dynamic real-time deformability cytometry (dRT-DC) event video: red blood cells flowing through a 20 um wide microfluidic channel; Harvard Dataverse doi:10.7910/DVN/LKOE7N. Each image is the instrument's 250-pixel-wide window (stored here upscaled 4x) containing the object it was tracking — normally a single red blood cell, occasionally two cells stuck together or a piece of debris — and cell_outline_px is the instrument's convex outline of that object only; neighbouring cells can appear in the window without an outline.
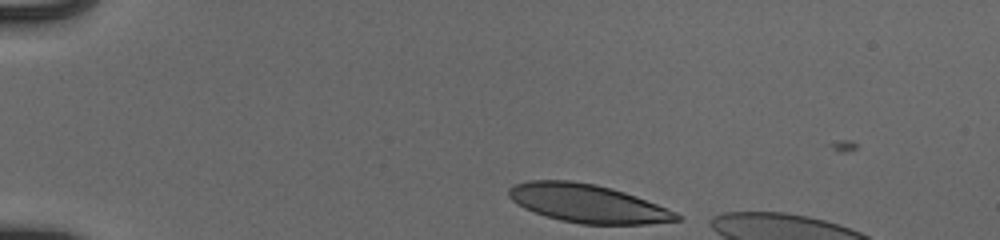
{"species": "human", "species_latin": "Homo sapiens", "temperature_condition": "cold", "stored_images_in_passage": 36, "camera_frame_rate_fps": 3000, "um_per_image_px": 0.085, "donor": {"sex": "male"}, "frame": {"image": 1, "passage_image": 1, "time_ms": 0.0, "image_size_px": [1000, 240], "cell_outline_px": [[684, 216], [680, 220], [648, 224], [580, 224], [560, 220], [544, 216], [524, 208], [516, 204], [508, 196], [508, 188], [512, 184], [528, 180], [572, 180], [596, 184], [612, 188], [636, 196], [668, 208]], "centroid_in_image_um": [49.93, 17.28], "position_along_channel_um": 35.1, "area_um2": 37.86}}
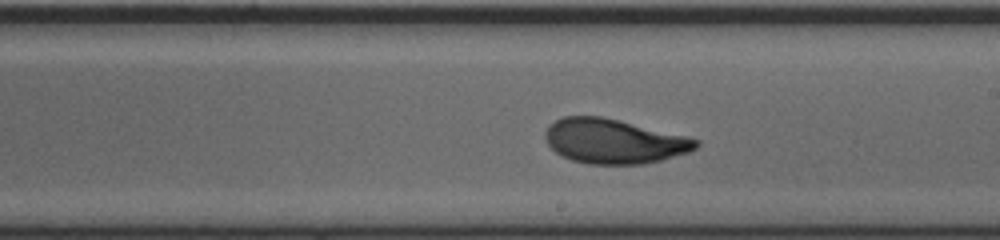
{"frame": {"image": 2, "passage_image": 22, "time_ms": 7.0, "image_size_px": [1000, 240], "cell_outline_px": [[700, 144], [696, 148], [688, 152], [660, 160], [644, 164], [588, 164], [572, 160], [560, 156], [548, 144], [544, 136], [544, 132], [548, 124], [564, 116], [600, 116], [620, 120], [688, 136], [700, 140]], "centroid_in_image_um": [52.17, 12.0], "position_along_channel_um": 236.8, "area_um2": 39.36}}
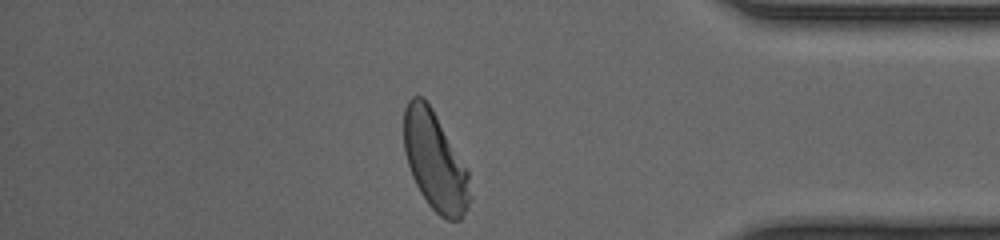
{"frame": {"image": 3, "passage_image": 36, "time_ms": 11.667, "image_size_px": [1000, 240], "cell_outline_px": [[472, 200], [468, 208], [460, 220], [448, 220], [440, 216], [428, 204], [420, 192], [412, 176], [404, 152], [404, 108], [408, 100], [412, 96], [420, 96], [432, 108], [468, 172], [472, 196]], "centroid_in_image_um": [36.98, 13.75], "position_along_channel_um": 398.2, "area_um2": 37.74}, "authors_computed_cell_mechanics": {"area_um2": 38.8705, "velocity_mm_per_s": 3.9123, "shape_relaxation_time_tau1_ms": 3.6276, "shape_relaxation_time_tau2_ms": 1.2347, "deformation_change_tau1": 0.1745, "deformation_change_tau2": 0.0695}}